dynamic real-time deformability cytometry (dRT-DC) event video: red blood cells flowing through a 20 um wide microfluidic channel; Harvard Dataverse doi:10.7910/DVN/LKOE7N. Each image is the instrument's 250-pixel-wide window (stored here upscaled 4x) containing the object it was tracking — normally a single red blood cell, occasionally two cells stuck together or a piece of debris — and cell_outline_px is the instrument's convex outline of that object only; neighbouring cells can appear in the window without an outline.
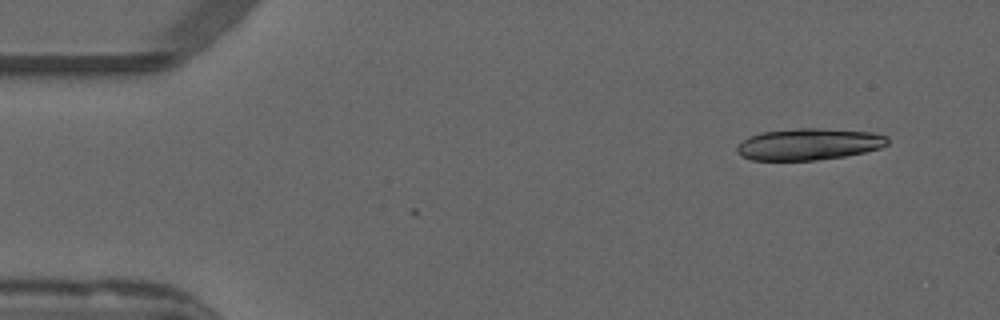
{"species": "common noctule bat (a hibernating species)", "species_latin": "Nyctalus noctula", "temperature_condition": "warm", "stored_images_in_passage": 3, "camera_frame_rate_fps": 3000, "um_per_image_px": 0.085, "animal": {"sex": "male", "forearm_length_mm": 52.5}, "frame": {"image": 1, "passage_image": 1, "time_ms": 0.0, "image_size_px": [1000, 320], "cell_outline_px": [[888, 144], [880, 148], [864, 152], [844, 156], [816, 160], [752, 160], [740, 156], [736, 152], [736, 148], [748, 136], [760, 132], [796, 128], [820, 128], [872, 132], [888, 136]], "centroid_in_image_um": [68.74, 12.25], "position_along_channel_um": 16.3, "area_um2": 27.86}}